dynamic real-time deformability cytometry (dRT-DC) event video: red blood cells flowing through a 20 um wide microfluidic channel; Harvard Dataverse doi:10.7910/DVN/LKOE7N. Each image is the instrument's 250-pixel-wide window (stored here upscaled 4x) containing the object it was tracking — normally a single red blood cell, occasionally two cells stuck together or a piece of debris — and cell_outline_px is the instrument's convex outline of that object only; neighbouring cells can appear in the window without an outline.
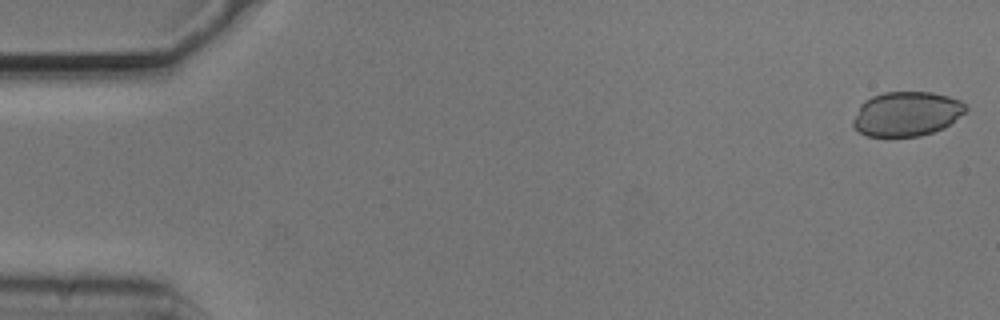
{"species": "common noctule bat (a hibernating species)", "species_latin": "Nyctalus noctula", "temperature_condition": "cold", "stored_images_in_passage": 54, "camera_frame_rate_fps": 3000, "um_per_image_px": 0.085, "animal": {"sex": "male", "body_mass_g": 20.5, "forearm_length_mm": 52.5}, "frame": {"image": 1, "passage_image": 1, "time_ms": 0.0, "image_size_px": [1000, 320], "cell_outline_px": [[968, 108], [964, 112], [944, 128], [920, 136], [868, 136], [860, 132], [852, 124], [852, 120], [860, 104], [864, 100], [872, 96], [884, 92], [932, 92], [948, 96], [960, 100]], "centroid_in_image_um": [77.04, 9.67], "position_along_channel_um": 8.0, "area_um2": 29.13}}
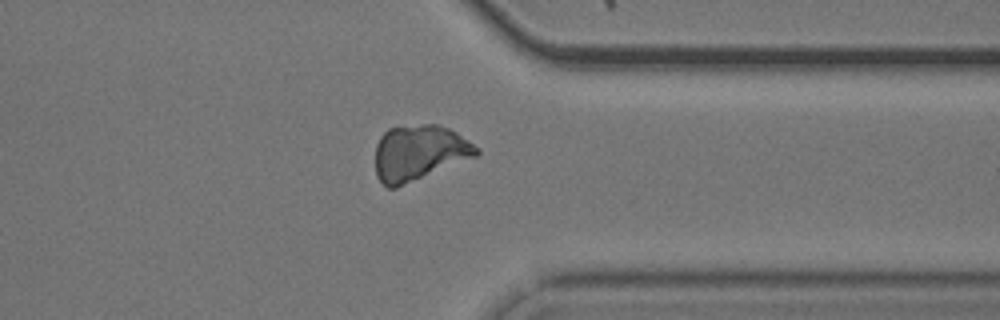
{"frame": {"image": 2, "passage_image": 42, "time_ms": 13.667, "image_size_px": [1000, 320], "cell_outline_px": [[480, 152], [476, 156], [396, 188], [388, 188], [376, 176], [376, 144], [380, 136], [388, 128], [420, 124], [436, 124], [448, 128], [456, 132], [480, 148]], "centroid_in_image_um": [35.62, 12.98], "position_along_channel_um": 375.8, "area_um2": 32.66}}
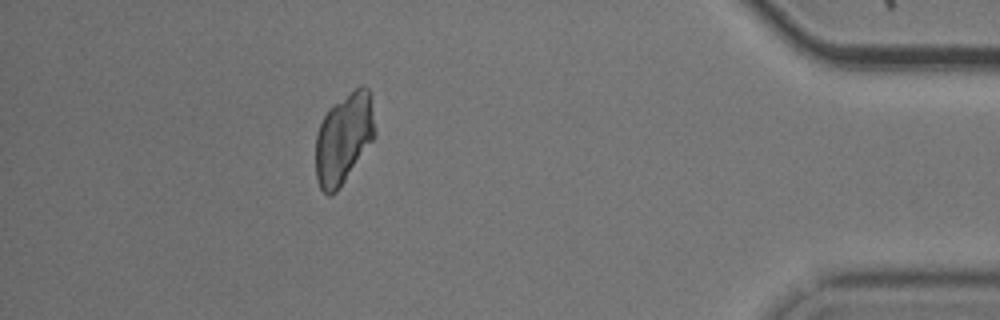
{"frame": {"image": 3, "passage_image": 48, "time_ms": 15.667, "image_size_px": [1000, 320], "cell_outline_px": [[376, 136], [340, 188], [336, 192], [328, 196], [320, 188], [316, 180], [316, 132], [328, 108], [360, 84], [364, 84], [368, 88], [376, 132]], "centroid_in_image_um": [29.21, 11.77], "position_along_channel_um": 406.0, "area_um2": 31.39}}